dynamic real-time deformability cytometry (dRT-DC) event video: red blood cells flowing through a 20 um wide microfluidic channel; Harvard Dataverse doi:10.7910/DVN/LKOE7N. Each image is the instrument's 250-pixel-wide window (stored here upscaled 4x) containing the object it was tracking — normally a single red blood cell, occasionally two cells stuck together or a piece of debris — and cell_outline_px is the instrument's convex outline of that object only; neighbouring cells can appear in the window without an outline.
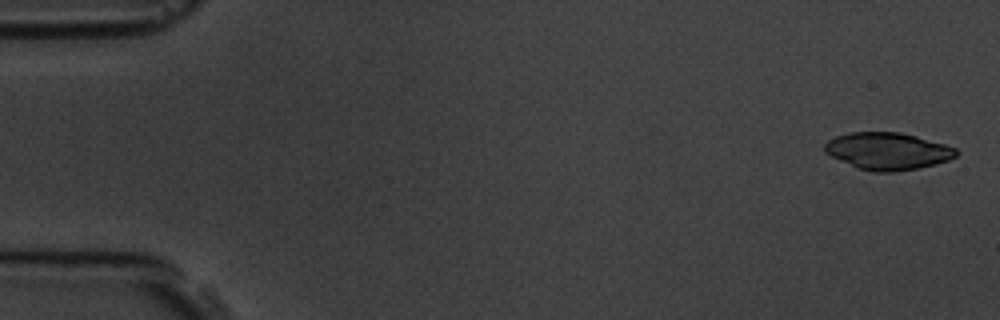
{"species": "common noctule bat (a hibernating species)", "species_latin": "Nyctalus noctula", "temperature_condition": "room temperature", "stored_images_in_passage": 5, "camera_frame_rate_fps": 3000, "um_per_image_px": 0.085, "animal": {"sex": "male", "body_mass_g": 19.5, "forearm_length_mm": 54.6}, "frame": {"image": 1, "passage_image": 1, "time_ms": 0.0, "image_size_px": [1000, 320], "cell_outline_px": [[960, 152], [956, 156], [948, 160], [916, 168], [892, 172], [872, 172], [856, 168], [824, 152], [824, 144], [828, 140], [836, 136], [848, 132], [900, 132], [916, 136], [944, 144], [956, 148]], "centroid_in_image_um": [75.42, 12.84], "position_along_channel_um": 9.6, "area_um2": 28.38}}